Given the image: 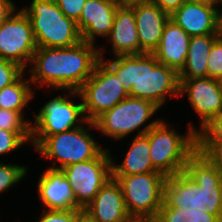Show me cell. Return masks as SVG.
<instances>
[{
    "instance_id": "cell-1",
    "label": "cell",
    "mask_w": 222,
    "mask_h": 222,
    "mask_svg": "<svg viewBox=\"0 0 222 222\" xmlns=\"http://www.w3.org/2000/svg\"><path fill=\"white\" fill-rule=\"evenodd\" d=\"M162 207L204 209L222 222V171L197 149L184 172L166 177Z\"/></svg>"
},
{
    "instance_id": "cell-2",
    "label": "cell",
    "mask_w": 222,
    "mask_h": 222,
    "mask_svg": "<svg viewBox=\"0 0 222 222\" xmlns=\"http://www.w3.org/2000/svg\"><path fill=\"white\" fill-rule=\"evenodd\" d=\"M99 61V47L84 41L70 47H37L25 72L33 89L40 85L49 92L78 91Z\"/></svg>"
},
{
    "instance_id": "cell-3",
    "label": "cell",
    "mask_w": 222,
    "mask_h": 222,
    "mask_svg": "<svg viewBox=\"0 0 222 222\" xmlns=\"http://www.w3.org/2000/svg\"><path fill=\"white\" fill-rule=\"evenodd\" d=\"M104 48L99 46L100 60L117 76L129 96L148 100L160 109L168 98L180 97L179 73L159 63L153 53L108 59Z\"/></svg>"
},
{
    "instance_id": "cell-4",
    "label": "cell",
    "mask_w": 222,
    "mask_h": 222,
    "mask_svg": "<svg viewBox=\"0 0 222 222\" xmlns=\"http://www.w3.org/2000/svg\"><path fill=\"white\" fill-rule=\"evenodd\" d=\"M94 129L93 122L86 121L82 126L66 132L48 137H31V145L39 157L52 161V166L48 168L62 170L68 165L92 160L104 150L93 134L88 132Z\"/></svg>"
},
{
    "instance_id": "cell-5",
    "label": "cell",
    "mask_w": 222,
    "mask_h": 222,
    "mask_svg": "<svg viewBox=\"0 0 222 222\" xmlns=\"http://www.w3.org/2000/svg\"><path fill=\"white\" fill-rule=\"evenodd\" d=\"M188 125L182 134L162 118L145 134L149 138L151 163L166 177L184 172L187 159L197 150L198 127L192 122Z\"/></svg>"
},
{
    "instance_id": "cell-6",
    "label": "cell",
    "mask_w": 222,
    "mask_h": 222,
    "mask_svg": "<svg viewBox=\"0 0 222 222\" xmlns=\"http://www.w3.org/2000/svg\"><path fill=\"white\" fill-rule=\"evenodd\" d=\"M159 109L157 105L148 100L128 96L112 109L102 113L93 121V124L95 130L101 132L103 136L122 141L136 131H138L136 136L145 135L162 119L154 118L152 120L154 115L160 111Z\"/></svg>"
},
{
    "instance_id": "cell-7",
    "label": "cell",
    "mask_w": 222,
    "mask_h": 222,
    "mask_svg": "<svg viewBox=\"0 0 222 222\" xmlns=\"http://www.w3.org/2000/svg\"><path fill=\"white\" fill-rule=\"evenodd\" d=\"M21 10L30 19L37 47H70L82 41L77 23L54 0H31Z\"/></svg>"
},
{
    "instance_id": "cell-8",
    "label": "cell",
    "mask_w": 222,
    "mask_h": 222,
    "mask_svg": "<svg viewBox=\"0 0 222 222\" xmlns=\"http://www.w3.org/2000/svg\"><path fill=\"white\" fill-rule=\"evenodd\" d=\"M66 94H65V93ZM40 107L31 122V137H48L82 126L86 122L78 91L63 90ZM78 97L77 102L74 99Z\"/></svg>"
},
{
    "instance_id": "cell-9",
    "label": "cell",
    "mask_w": 222,
    "mask_h": 222,
    "mask_svg": "<svg viewBox=\"0 0 222 222\" xmlns=\"http://www.w3.org/2000/svg\"><path fill=\"white\" fill-rule=\"evenodd\" d=\"M121 186L130 216L156 218L163 204L166 176L161 172L136 175H112Z\"/></svg>"
},
{
    "instance_id": "cell-10",
    "label": "cell",
    "mask_w": 222,
    "mask_h": 222,
    "mask_svg": "<svg viewBox=\"0 0 222 222\" xmlns=\"http://www.w3.org/2000/svg\"><path fill=\"white\" fill-rule=\"evenodd\" d=\"M78 92L84 116L89 122L129 96L117 76L101 60Z\"/></svg>"
},
{
    "instance_id": "cell-11",
    "label": "cell",
    "mask_w": 222,
    "mask_h": 222,
    "mask_svg": "<svg viewBox=\"0 0 222 222\" xmlns=\"http://www.w3.org/2000/svg\"><path fill=\"white\" fill-rule=\"evenodd\" d=\"M110 151L106 147L96 158L62 169L72 187L78 210L87 207L104 184L112 178Z\"/></svg>"
},
{
    "instance_id": "cell-12",
    "label": "cell",
    "mask_w": 222,
    "mask_h": 222,
    "mask_svg": "<svg viewBox=\"0 0 222 222\" xmlns=\"http://www.w3.org/2000/svg\"><path fill=\"white\" fill-rule=\"evenodd\" d=\"M36 49L30 19L18 7L0 25V58L16 63L26 71Z\"/></svg>"
},
{
    "instance_id": "cell-13",
    "label": "cell",
    "mask_w": 222,
    "mask_h": 222,
    "mask_svg": "<svg viewBox=\"0 0 222 222\" xmlns=\"http://www.w3.org/2000/svg\"><path fill=\"white\" fill-rule=\"evenodd\" d=\"M184 95L199 117L198 132L222 112V93L216 79L180 80V97Z\"/></svg>"
},
{
    "instance_id": "cell-14",
    "label": "cell",
    "mask_w": 222,
    "mask_h": 222,
    "mask_svg": "<svg viewBox=\"0 0 222 222\" xmlns=\"http://www.w3.org/2000/svg\"><path fill=\"white\" fill-rule=\"evenodd\" d=\"M119 5L113 0H86L77 22L82 41L98 46L96 39L107 38Z\"/></svg>"
},
{
    "instance_id": "cell-15",
    "label": "cell",
    "mask_w": 222,
    "mask_h": 222,
    "mask_svg": "<svg viewBox=\"0 0 222 222\" xmlns=\"http://www.w3.org/2000/svg\"><path fill=\"white\" fill-rule=\"evenodd\" d=\"M190 37L219 34L217 4L207 1H186L170 15Z\"/></svg>"
},
{
    "instance_id": "cell-16",
    "label": "cell",
    "mask_w": 222,
    "mask_h": 222,
    "mask_svg": "<svg viewBox=\"0 0 222 222\" xmlns=\"http://www.w3.org/2000/svg\"><path fill=\"white\" fill-rule=\"evenodd\" d=\"M37 194L43 209L73 210L77 202L70 183L62 170L45 169L37 181Z\"/></svg>"
},
{
    "instance_id": "cell-17",
    "label": "cell",
    "mask_w": 222,
    "mask_h": 222,
    "mask_svg": "<svg viewBox=\"0 0 222 222\" xmlns=\"http://www.w3.org/2000/svg\"><path fill=\"white\" fill-rule=\"evenodd\" d=\"M95 222H125L129 217L120 184L110 178L83 209Z\"/></svg>"
},
{
    "instance_id": "cell-18",
    "label": "cell",
    "mask_w": 222,
    "mask_h": 222,
    "mask_svg": "<svg viewBox=\"0 0 222 222\" xmlns=\"http://www.w3.org/2000/svg\"><path fill=\"white\" fill-rule=\"evenodd\" d=\"M134 10L137 25L140 54L153 53L159 46L165 24L170 15L162 11L153 2L131 7Z\"/></svg>"
},
{
    "instance_id": "cell-19",
    "label": "cell",
    "mask_w": 222,
    "mask_h": 222,
    "mask_svg": "<svg viewBox=\"0 0 222 222\" xmlns=\"http://www.w3.org/2000/svg\"><path fill=\"white\" fill-rule=\"evenodd\" d=\"M106 39L111 44L113 57L140 54L135 14L131 7L118 6L112 30Z\"/></svg>"
},
{
    "instance_id": "cell-20",
    "label": "cell",
    "mask_w": 222,
    "mask_h": 222,
    "mask_svg": "<svg viewBox=\"0 0 222 222\" xmlns=\"http://www.w3.org/2000/svg\"><path fill=\"white\" fill-rule=\"evenodd\" d=\"M191 37L172 20L165 24L158 48L153 52L157 61L178 73L185 65Z\"/></svg>"
},
{
    "instance_id": "cell-21",
    "label": "cell",
    "mask_w": 222,
    "mask_h": 222,
    "mask_svg": "<svg viewBox=\"0 0 222 222\" xmlns=\"http://www.w3.org/2000/svg\"><path fill=\"white\" fill-rule=\"evenodd\" d=\"M130 147L120 164L111 154L112 175H136L157 171L150 160L149 138L146 135L134 136Z\"/></svg>"
},
{
    "instance_id": "cell-22",
    "label": "cell",
    "mask_w": 222,
    "mask_h": 222,
    "mask_svg": "<svg viewBox=\"0 0 222 222\" xmlns=\"http://www.w3.org/2000/svg\"><path fill=\"white\" fill-rule=\"evenodd\" d=\"M220 34L192 36L185 60L179 72V80H192L207 77L208 56L213 43Z\"/></svg>"
},
{
    "instance_id": "cell-23",
    "label": "cell",
    "mask_w": 222,
    "mask_h": 222,
    "mask_svg": "<svg viewBox=\"0 0 222 222\" xmlns=\"http://www.w3.org/2000/svg\"><path fill=\"white\" fill-rule=\"evenodd\" d=\"M24 72L15 82L0 90V108L20 112L25 117V110L32 99L35 90Z\"/></svg>"
},
{
    "instance_id": "cell-24",
    "label": "cell",
    "mask_w": 222,
    "mask_h": 222,
    "mask_svg": "<svg viewBox=\"0 0 222 222\" xmlns=\"http://www.w3.org/2000/svg\"><path fill=\"white\" fill-rule=\"evenodd\" d=\"M157 222H221L215 215L204 209H182L161 207L156 217Z\"/></svg>"
},
{
    "instance_id": "cell-25",
    "label": "cell",
    "mask_w": 222,
    "mask_h": 222,
    "mask_svg": "<svg viewBox=\"0 0 222 222\" xmlns=\"http://www.w3.org/2000/svg\"><path fill=\"white\" fill-rule=\"evenodd\" d=\"M28 167L0 161V194L18 185L28 174Z\"/></svg>"
},
{
    "instance_id": "cell-26",
    "label": "cell",
    "mask_w": 222,
    "mask_h": 222,
    "mask_svg": "<svg viewBox=\"0 0 222 222\" xmlns=\"http://www.w3.org/2000/svg\"><path fill=\"white\" fill-rule=\"evenodd\" d=\"M32 119L20 112L0 108V129L12 132H31Z\"/></svg>"
},
{
    "instance_id": "cell-27",
    "label": "cell",
    "mask_w": 222,
    "mask_h": 222,
    "mask_svg": "<svg viewBox=\"0 0 222 222\" xmlns=\"http://www.w3.org/2000/svg\"><path fill=\"white\" fill-rule=\"evenodd\" d=\"M29 143L31 145V132H12L0 129V156L10 155Z\"/></svg>"
},
{
    "instance_id": "cell-28",
    "label": "cell",
    "mask_w": 222,
    "mask_h": 222,
    "mask_svg": "<svg viewBox=\"0 0 222 222\" xmlns=\"http://www.w3.org/2000/svg\"><path fill=\"white\" fill-rule=\"evenodd\" d=\"M207 61V77L217 79L222 76V36L213 43Z\"/></svg>"
},
{
    "instance_id": "cell-29",
    "label": "cell",
    "mask_w": 222,
    "mask_h": 222,
    "mask_svg": "<svg viewBox=\"0 0 222 222\" xmlns=\"http://www.w3.org/2000/svg\"><path fill=\"white\" fill-rule=\"evenodd\" d=\"M197 142H222V112L197 133Z\"/></svg>"
},
{
    "instance_id": "cell-30",
    "label": "cell",
    "mask_w": 222,
    "mask_h": 222,
    "mask_svg": "<svg viewBox=\"0 0 222 222\" xmlns=\"http://www.w3.org/2000/svg\"><path fill=\"white\" fill-rule=\"evenodd\" d=\"M24 72L18 64L0 58V90L15 82Z\"/></svg>"
},
{
    "instance_id": "cell-31",
    "label": "cell",
    "mask_w": 222,
    "mask_h": 222,
    "mask_svg": "<svg viewBox=\"0 0 222 222\" xmlns=\"http://www.w3.org/2000/svg\"><path fill=\"white\" fill-rule=\"evenodd\" d=\"M35 222H77L78 209L73 210H48L45 209Z\"/></svg>"
},
{
    "instance_id": "cell-32",
    "label": "cell",
    "mask_w": 222,
    "mask_h": 222,
    "mask_svg": "<svg viewBox=\"0 0 222 222\" xmlns=\"http://www.w3.org/2000/svg\"><path fill=\"white\" fill-rule=\"evenodd\" d=\"M62 13L74 20L76 23L78 22L80 15L83 10L84 3L86 0H54Z\"/></svg>"
},
{
    "instance_id": "cell-33",
    "label": "cell",
    "mask_w": 222,
    "mask_h": 222,
    "mask_svg": "<svg viewBox=\"0 0 222 222\" xmlns=\"http://www.w3.org/2000/svg\"><path fill=\"white\" fill-rule=\"evenodd\" d=\"M197 149L222 171V142H197Z\"/></svg>"
},
{
    "instance_id": "cell-34",
    "label": "cell",
    "mask_w": 222,
    "mask_h": 222,
    "mask_svg": "<svg viewBox=\"0 0 222 222\" xmlns=\"http://www.w3.org/2000/svg\"><path fill=\"white\" fill-rule=\"evenodd\" d=\"M162 11L171 15L176 11L186 0H152Z\"/></svg>"
},
{
    "instance_id": "cell-35",
    "label": "cell",
    "mask_w": 222,
    "mask_h": 222,
    "mask_svg": "<svg viewBox=\"0 0 222 222\" xmlns=\"http://www.w3.org/2000/svg\"><path fill=\"white\" fill-rule=\"evenodd\" d=\"M17 9V4L13 2V0H0V25L4 23Z\"/></svg>"
},
{
    "instance_id": "cell-36",
    "label": "cell",
    "mask_w": 222,
    "mask_h": 222,
    "mask_svg": "<svg viewBox=\"0 0 222 222\" xmlns=\"http://www.w3.org/2000/svg\"><path fill=\"white\" fill-rule=\"evenodd\" d=\"M125 222H157L156 218L130 216Z\"/></svg>"
},
{
    "instance_id": "cell-37",
    "label": "cell",
    "mask_w": 222,
    "mask_h": 222,
    "mask_svg": "<svg viewBox=\"0 0 222 222\" xmlns=\"http://www.w3.org/2000/svg\"><path fill=\"white\" fill-rule=\"evenodd\" d=\"M152 0H124L120 5L126 7H132L139 4L150 3Z\"/></svg>"
},
{
    "instance_id": "cell-38",
    "label": "cell",
    "mask_w": 222,
    "mask_h": 222,
    "mask_svg": "<svg viewBox=\"0 0 222 222\" xmlns=\"http://www.w3.org/2000/svg\"><path fill=\"white\" fill-rule=\"evenodd\" d=\"M217 17L219 34L222 36V1L217 4Z\"/></svg>"
},
{
    "instance_id": "cell-39",
    "label": "cell",
    "mask_w": 222,
    "mask_h": 222,
    "mask_svg": "<svg viewBox=\"0 0 222 222\" xmlns=\"http://www.w3.org/2000/svg\"><path fill=\"white\" fill-rule=\"evenodd\" d=\"M77 222H95L93 221L83 210H78V221Z\"/></svg>"
},
{
    "instance_id": "cell-40",
    "label": "cell",
    "mask_w": 222,
    "mask_h": 222,
    "mask_svg": "<svg viewBox=\"0 0 222 222\" xmlns=\"http://www.w3.org/2000/svg\"><path fill=\"white\" fill-rule=\"evenodd\" d=\"M216 81H217L218 87H219V89H220V91L222 93V76L218 77L216 79Z\"/></svg>"
},
{
    "instance_id": "cell-41",
    "label": "cell",
    "mask_w": 222,
    "mask_h": 222,
    "mask_svg": "<svg viewBox=\"0 0 222 222\" xmlns=\"http://www.w3.org/2000/svg\"><path fill=\"white\" fill-rule=\"evenodd\" d=\"M207 2H212L214 4H218L219 2H221L222 0H206Z\"/></svg>"
},
{
    "instance_id": "cell-42",
    "label": "cell",
    "mask_w": 222,
    "mask_h": 222,
    "mask_svg": "<svg viewBox=\"0 0 222 222\" xmlns=\"http://www.w3.org/2000/svg\"><path fill=\"white\" fill-rule=\"evenodd\" d=\"M113 1H115V2H117V3H119V4H121L124 0H113Z\"/></svg>"
},
{
    "instance_id": "cell-43",
    "label": "cell",
    "mask_w": 222,
    "mask_h": 222,
    "mask_svg": "<svg viewBox=\"0 0 222 222\" xmlns=\"http://www.w3.org/2000/svg\"><path fill=\"white\" fill-rule=\"evenodd\" d=\"M186 1H206V0H186Z\"/></svg>"
}]
</instances>
